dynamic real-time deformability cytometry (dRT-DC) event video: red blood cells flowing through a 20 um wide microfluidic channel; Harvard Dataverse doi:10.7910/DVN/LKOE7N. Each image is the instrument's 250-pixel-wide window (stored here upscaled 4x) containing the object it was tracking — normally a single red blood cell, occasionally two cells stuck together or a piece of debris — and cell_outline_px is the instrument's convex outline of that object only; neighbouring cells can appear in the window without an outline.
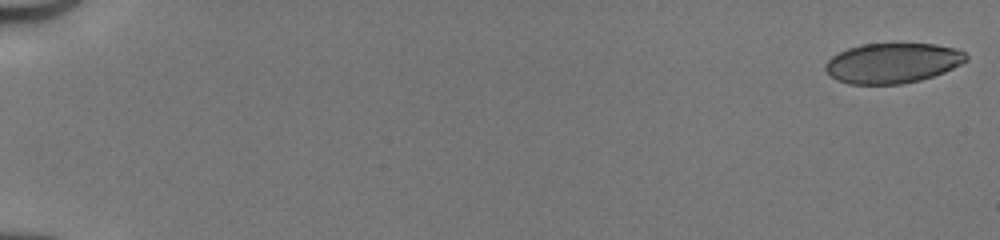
{"species": "human", "species_latin": "Homo sapiens", "temperature_condition": "cold", "stored_images_in_passage": 51, "camera_frame_rate_fps": 3000, "um_per_image_px": 0.085, "donor": {"sex": "male"}, "frame": {"image": 1, "passage_image": 1, "time_ms": 0.0, "image_size_px": [1000, 240], "cell_outline_px": [[968, 60], [944, 72], [920, 80], [900, 84], [848, 84], [836, 80], [824, 68], [824, 64], [832, 56], [848, 48], [860, 44], [936, 44], [956, 48], [964, 52], [968, 56]], "centroid_in_image_um": [75.86, 5.36], "position_along_channel_um": 9.1, "area_um2": 32.83}}
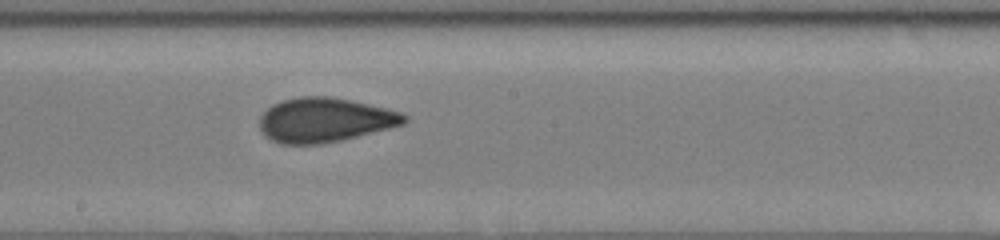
{"frame": {"image": 2, "passage_image": 30, "time_ms": 9.667, "image_size_px": [1000, 240], "cell_outline_px": [[408, 120], [404, 124], [340, 140], [320, 144], [280, 144], [264, 136], [260, 132], [260, 116], [272, 104], [284, 100], [300, 96], [328, 96], [352, 100], [400, 112], [408, 116]], "centroid_in_image_um": [27.57, 10.2], "position_along_channel_um": 220.6, "area_um2": 37.28}}
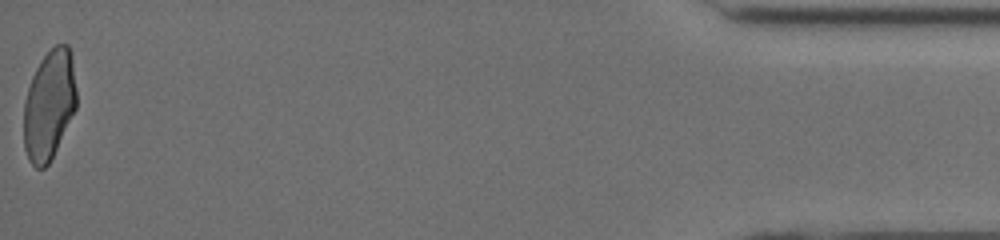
{"frame": {"image": 3, "passage_image": 51, "time_ms": 16.667, "image_size_px": [1000, 240], "cell_outline_px": [[76, 108], [48, 164], [44, 168], [36, 168], [28, 160], [24, 148], [24, 100], [32, 76], [40, 60], [56, 44], [68, 44], [72, 56], [76, 88]], "centroid_in_image_um": [4.17, 8.9], "position_along_channel_um": 431.0, "area_um2": 33.58}, "authors_computed_cell_mechanics": {"area_um2": 36.0672, "velocity_mm_per_s": 4.1664, "shape_relaxation_time_tau1_ms": 7.1239, "shape_relaxation_time_tau2_ms": 0.8794, "deformation_change_tau1": 0.18, "deformation_change_tau2": 0.0697}}